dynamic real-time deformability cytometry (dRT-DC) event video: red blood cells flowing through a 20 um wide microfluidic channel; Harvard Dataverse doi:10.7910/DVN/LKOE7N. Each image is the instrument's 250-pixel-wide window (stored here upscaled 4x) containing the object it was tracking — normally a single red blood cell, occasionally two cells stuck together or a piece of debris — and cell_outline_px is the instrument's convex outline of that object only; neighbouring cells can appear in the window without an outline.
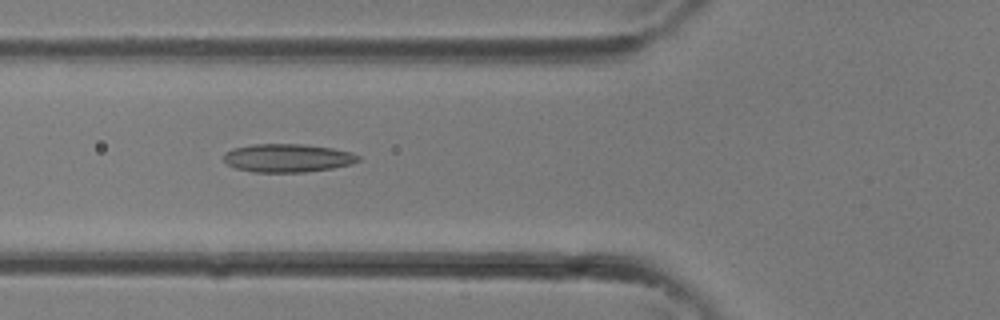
{"species": "common noctule bat (a hibernating species)", "species_latin": "Nyctalus noctula", "temperature_condition": "room temperature", "stored_images_in_passage": 30, "camera_frame_rate_fps": 3000, "um_per_image_px": 0.085, "animal": {"sex": "female"}, "frame": {"image": 1, "passage_image": 9, "time_ms": 2.667, "image_size_px": [1000, 320], "cell_outline_px": [[360, 160], [352, 164], [332, 168], [304, 172], [252, 172], [236, 168], [228, 164], [224, 160], [224, 152], [232, 148], [252, 144], [304, 144], [332, 148], [352, 152], [360, 156]], "centroid_in_image_um": [24.45, 13.42], "position_along_channel_um": 101.4, "area_um2": 22.31}}
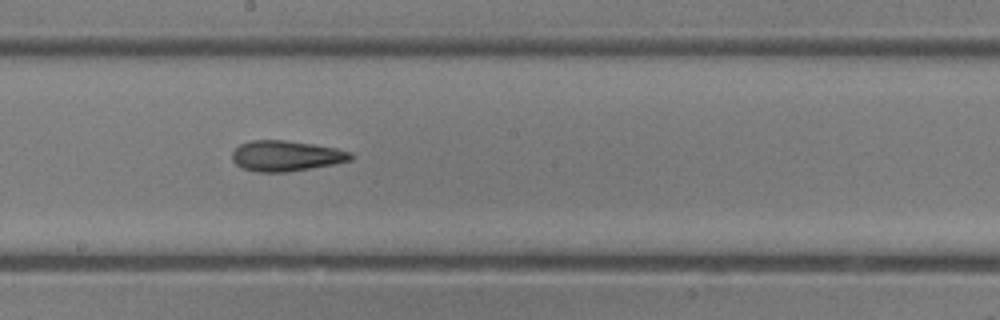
{"frame": {"image": 2, "passage_image": 15, "time_ms": 4.667, "image_size_px": [1000, 320], "cell_outline_px": [[356, 156], [352, 160], [332, 164], [288, 172], [256, 172], [240, 168], [232, 160], [232, 152], [240, 144], [252, 140], [284, 140], [312, 144], [336, 148], [352, 152]], "centroid_in_image_um": [24.31, 13.25], "position_along_channel_um": 223.9, "area_um2": 21.21}}
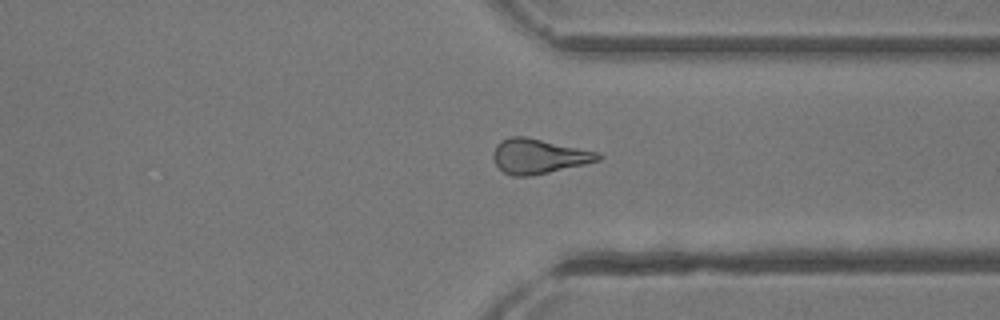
{"frame": {"image": 3, "passage_image": 22, "time_ms": 7.0, "image_size_px": [1000, 320], "cell_outline_px": [[604, 156], [600, 160], [584, 164], [548, 172], [528, 176], [512, 176], [504, 172], [496, 164], [492, 156], [492, 152], [496, 144], [500, 140], [508, 136], [524, 136], [600, 152]], "centroid_in_image_um": [45.77, 13.26], "position_along_channel_um": 365.6, "area_um2": 21.27}}